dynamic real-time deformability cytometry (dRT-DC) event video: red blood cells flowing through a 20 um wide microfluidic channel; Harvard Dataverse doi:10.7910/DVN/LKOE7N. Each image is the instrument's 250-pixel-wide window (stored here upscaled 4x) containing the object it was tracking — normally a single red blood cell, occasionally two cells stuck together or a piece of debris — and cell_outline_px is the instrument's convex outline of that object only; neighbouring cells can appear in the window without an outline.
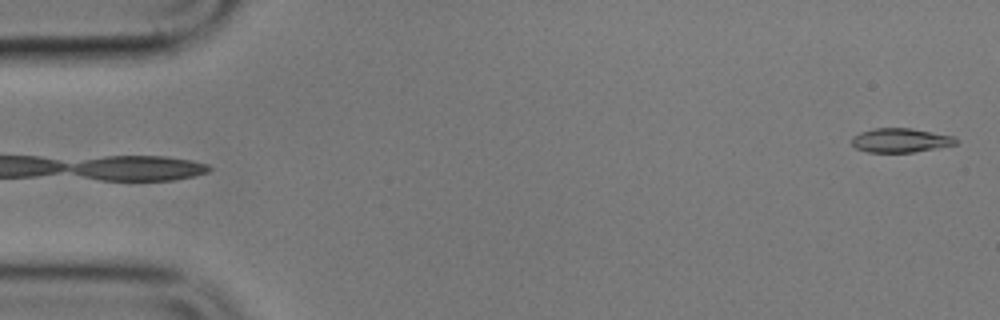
{"species": "common noctule bat (a hibernating species)", "species_latin": "Nyctalus noctula", "temperature_condition": "cold", "stored_images_in_passage": 5, "camera_frame_rate_fps": 3000, "um_per_image_px": 0.085, "animal": {"sex": "male", "body_mass_g": 17.9}, "frame": {"image": 1, "passage_image": 5, "time_ms": 4.667, "image_size_px": [1000, 320], "cell_outline_px": [[956, 144], [912, 152], [868, 152], [856, 148], [852, 144], [852, 136], [860, 132], [876, 128], [912, 128], [952, 136], [956, 140]], "centroid_in_image_um": [76.49, 11.92], "position_along_channel_um": 8.5, "area_um2": 14.39}}